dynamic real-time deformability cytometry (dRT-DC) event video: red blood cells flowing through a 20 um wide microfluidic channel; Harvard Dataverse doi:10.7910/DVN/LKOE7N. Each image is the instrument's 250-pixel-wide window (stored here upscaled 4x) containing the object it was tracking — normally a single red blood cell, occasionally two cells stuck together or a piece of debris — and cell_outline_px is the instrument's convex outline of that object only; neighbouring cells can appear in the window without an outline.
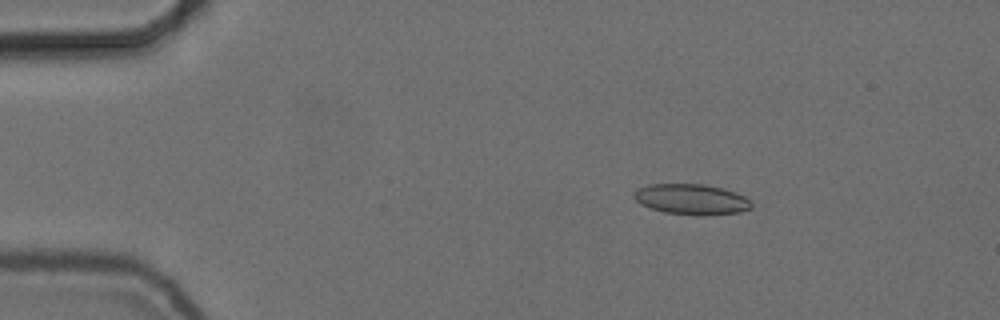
{"species": "common noctule bat (a hibernating species)", "species_latin": "Nyctalus noctula", "temperature_condition": "cold", "stored_images_in_passage": 54, "camera_frame_rate_fps": 3000, "um_per_image_px": 0.085, "animal": {"sex": "female", "body_mass_g": 24.6, "forearm_length_mm": 56.2}, "frame": {"image": 1, "passage_image": 8, "time_ms": 2.333, "image_size_px": [1000, 320], "cell_outline_px": [[752, 208], [740, 212], [708, 216], [700, 216], [664, 212], [640, 204], [632, 196], [632, 192], [648, 184], [704, 184], [720, 188], [744, 196], [752, 204]], "centroid_in_image_um": [58.75, 16.95], "position_along_channel_um": 26.3, "area_um2": 20.92}}
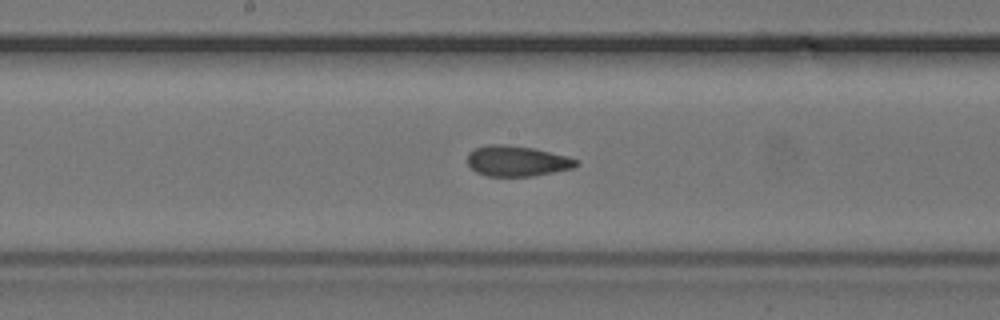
{"frame": {"image": 2, "passage_image": 28, "time_ms": 9.0, "image_size_px": [1000, 320], "cell_outline_px": [[580, 164], [572, 168], [532, 176], [488, 176], [476, 172], [468, 164], [468, 152], [476, 148], [488, 144], [504, 144], [532, 148], [568, 156], [580, 160]], "centroid_in_image_um": [43.95, 13.68], "position_along_channel_um": 204.2, "area_um2": 19.31}}
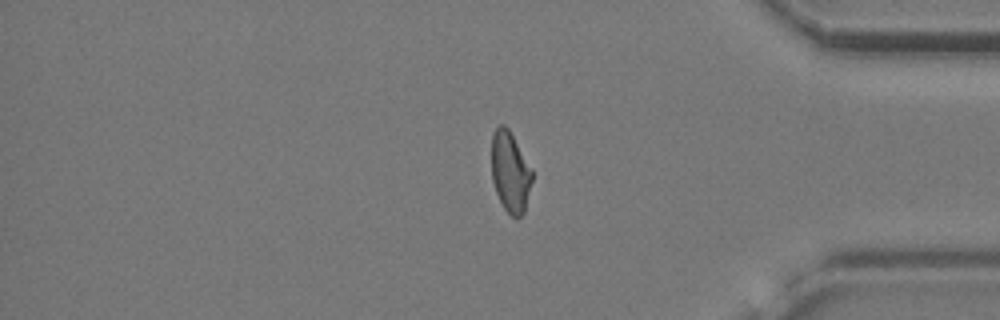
{"frame": {"image": 3, "passage_image": 45, "time_ms": 14.667, "image_size_px": [1000, 320], "cell_outline_px": [[532, 180], [524, 212], [516, 220], [504, 208], [496, 192], [492, 180], [492, 136], [496, 128], [500, 124], [504, 124], [508, 128], [532, 168]], "centroid_in_image_um": [43.37, 14.62], "position_along_channel_um": 391.8, "area_um2": 18.96}, "authors_computed_cell_mechanics": {"area_um2": 19.6231, "velocity_mm_per_s": 3.7231, "shape_relaxation_time_tau1_ms": null, "shape_relaxation_time_tau2_ms": 1.9037, "deformation_change_tau1": null, "deformation_change_tau2": 0.0824}}